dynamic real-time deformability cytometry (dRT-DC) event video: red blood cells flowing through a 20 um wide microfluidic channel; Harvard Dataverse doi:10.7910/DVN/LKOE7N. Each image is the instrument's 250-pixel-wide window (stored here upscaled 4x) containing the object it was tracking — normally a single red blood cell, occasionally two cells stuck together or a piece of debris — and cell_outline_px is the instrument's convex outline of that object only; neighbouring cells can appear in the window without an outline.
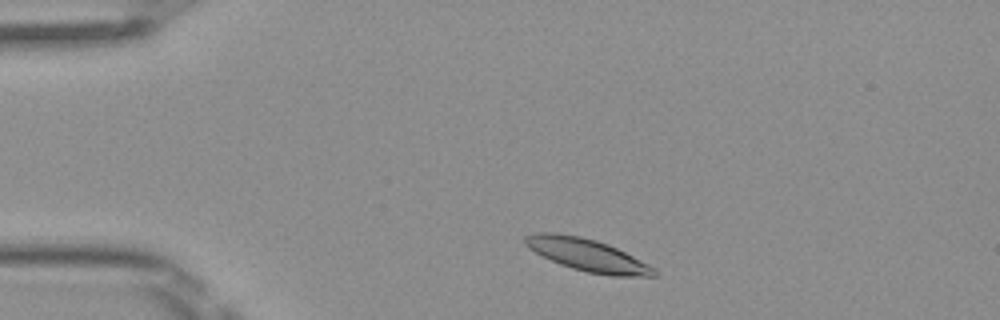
{"species": "Egyptian fruit bat (a non-hibernating species)", "species_latin": "Rousettus aegyptiacus", "temperature_condition": "room temperature", "stored_images_in_passage": 44, "camera_frame_rate_fps": 3000, "um_per_image_px": 0.085, "frame": {"image": 1, "passage_image": 4, "time_ms": 1.0, "image_size_px": [1000, 320], "cell_outline_px": [[656, 276], [612, 276], [588, 272], [572, 268], [560, 264], [528, 248], [524, 244], [524, 236], [532, 232], [556, 232], [580, 236], [596, 240], [608, 244], [656, 268]], "centroid_in_image_um": [49.89, 21.65], "position_along_channel_um": 35.1, "area_um2": 24.22}}
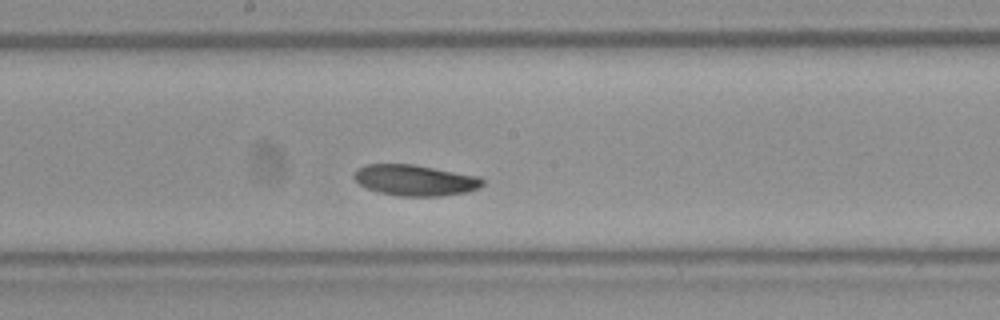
{"frame": {"image": 2, "passage_image": 21, "time_ms": 6.667, "image_size_px": [1000, 320], "cell_outline_px": [[484, 184], [480, 188], [468, 192], [440, 196], [400, 196], [380, 192], [368, 188], [360, 184], [352, 176], [356, 168], [364, 164], [412, 164], [480, 176], [484, 180]], "centroid_in_image_um": [35.3, 15.31], "position_along_channel_um": 212.9, "area_um2": 23.29}}
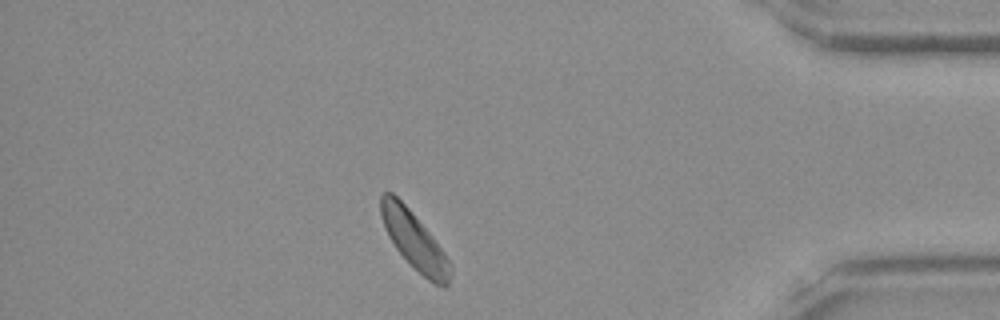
{"frame": {"image": 3, "passage_image": 38, "time_ms": 12.333, "image_size_px": [1000, 320], "cell_outline_px": [[452, 276], [448, 288], [444, 288], [428, 280], [396, 248], [388, 236], [384, 228], [380, 216], [380, 196], [384, 192], [392, 192], [408, 208], [432, 236], [452, 264]], "centroid_in_image_um": [35.23, 20.46], "position_along_channel_um": 400.0, "area_um2": 23.0}, "authors_computed_cell_mechanics": {"area_um2": 23.6113, "velocity_mm_per_s": 3.9554, "shape_relaxation_time_tau1_ms": 5.1804, "shape_relaxation_time_tau2_ms": null, "deformation_change_tau1": 0.0823, "deformation_change_tau2": null}}